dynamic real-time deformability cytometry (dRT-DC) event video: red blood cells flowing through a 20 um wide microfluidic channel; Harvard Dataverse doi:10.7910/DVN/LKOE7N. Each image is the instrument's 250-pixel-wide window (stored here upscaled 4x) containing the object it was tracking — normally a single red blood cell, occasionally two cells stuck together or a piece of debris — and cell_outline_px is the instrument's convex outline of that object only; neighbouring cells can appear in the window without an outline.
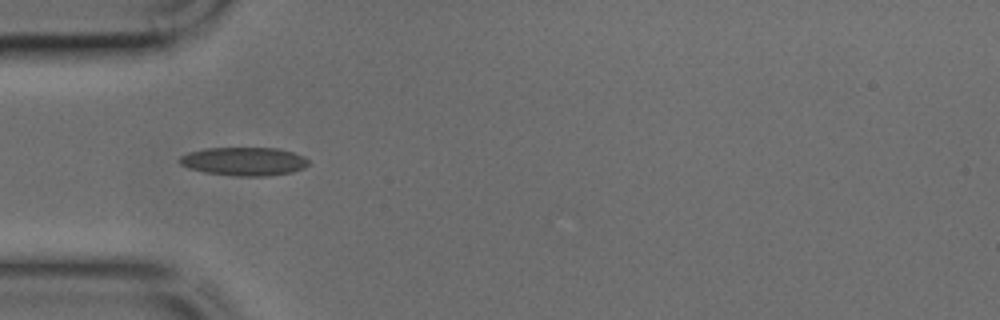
{"species": "common noctule bat (a hibernating species)", "species_latin": "Nyctalus noctula", "temperature_condition": "cold", "stored_images_in_passage": 31, "camera_frame_rate_fps": 3000, "um_per_image_px": 0.085, "animal": {"sex": "male", "body_mass_g": 17.9, "forearm_length_mm": 54.2}, "frame": {"image": 1, "passage_image": 1, "time_ms": 0.0, "image_size_px": [1000, 320], "cell_outline_px": [[308, 164], [304, 168], [292, 172], [268, 176], [236, 176], [204, 172], [188, 168], [180, 164], [176, 160], [180, 156], [188, 152], [204, 148], [276, 148], [292, 152], [304, 156], [308, 160]], "centroid_in_image_um": [20.7, 13.72], "position_along_channel_um": 64.3, "area_um2": 21.5}}